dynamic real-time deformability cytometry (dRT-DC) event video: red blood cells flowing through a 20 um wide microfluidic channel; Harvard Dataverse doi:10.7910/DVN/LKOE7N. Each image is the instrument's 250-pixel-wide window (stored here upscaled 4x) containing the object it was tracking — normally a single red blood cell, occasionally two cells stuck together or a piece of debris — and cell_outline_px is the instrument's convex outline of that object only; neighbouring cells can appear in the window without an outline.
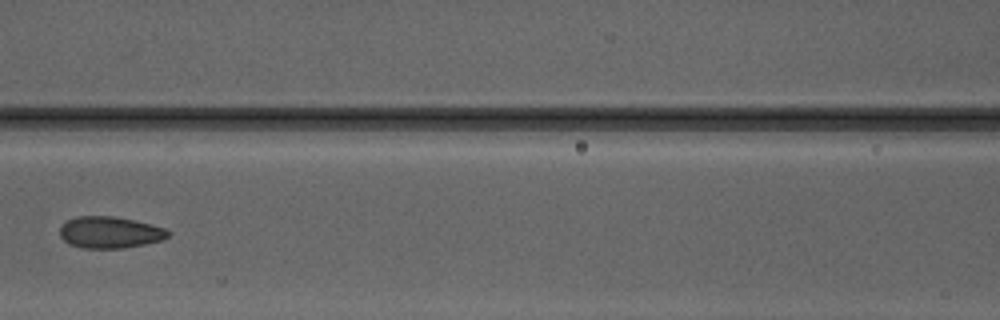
{"species": "Egyptian fruit bat (a non-hibernating species)", "species_latin": "Rousettus aegyptiacus", "temperature_condition": "warm", "stored_images_in_passage": 5, "camera_frame_rate_fps": 3000, "um_per_image_px": 0.085, "animal": {"sex": "male"}, "frame": {"image": 1, "passage_image": 5, "time_ms": 5.667, "image_size_px": [1000, 320], "cell_outline_px": [[168, 236], [164, 240], [124, 248], [80, 248], [68, 244], [60, 236], [60, 228], [68, 220], [76, 216], [112, 216], [136, 220], [164, 228], [168, 232]], "centroid_in_image_um": [9.32, 19.75], "position_along_channel_um": 157.3, "area_um2": 19.94}}